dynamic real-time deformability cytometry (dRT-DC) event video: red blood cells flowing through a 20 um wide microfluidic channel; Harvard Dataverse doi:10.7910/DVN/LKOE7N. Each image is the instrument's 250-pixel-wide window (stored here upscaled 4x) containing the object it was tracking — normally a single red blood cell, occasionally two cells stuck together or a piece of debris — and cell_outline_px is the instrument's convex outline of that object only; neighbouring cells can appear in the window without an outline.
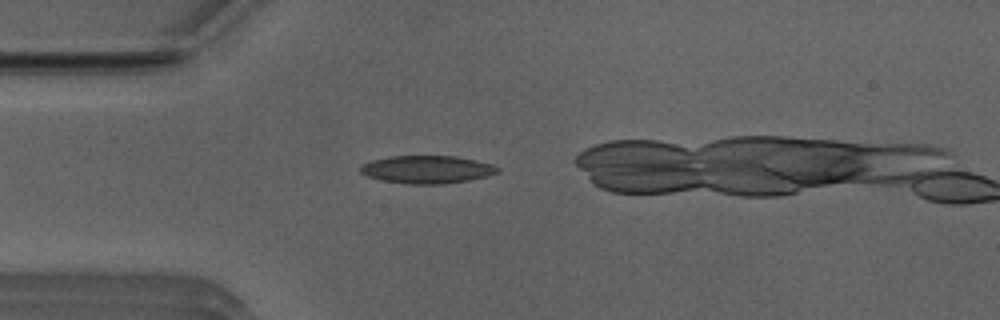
{"species": "Egyptian fruit bat (a non-hibernating species)", "species_latin": "Rousettus aegyptiacus", "temperature_condition": "room temperature", "stored_images_in_passage": 13, "camera_frame_rate_fps": 3000, "um_per_image_px": 0.085, "animal": {"sex": "male"}, "frame": {"image": 1, "passage_image": 3, "time_ms": 0.667, "image_size_px": [1000, 320], "cell_outline_px": [[500, 172], [488, 176], [468, 180], [444, 184], [408, 184], [384, 180], [368, 176], [360, 172], [360, 164], [372, 160], [392, 156], [456, 156], [476, 160], [492, 164], [500, 168]], "centroid_in_image_um": [36.33, 14.4], "position_along_channel_um": 48.7, "area_um2": 22.25}}